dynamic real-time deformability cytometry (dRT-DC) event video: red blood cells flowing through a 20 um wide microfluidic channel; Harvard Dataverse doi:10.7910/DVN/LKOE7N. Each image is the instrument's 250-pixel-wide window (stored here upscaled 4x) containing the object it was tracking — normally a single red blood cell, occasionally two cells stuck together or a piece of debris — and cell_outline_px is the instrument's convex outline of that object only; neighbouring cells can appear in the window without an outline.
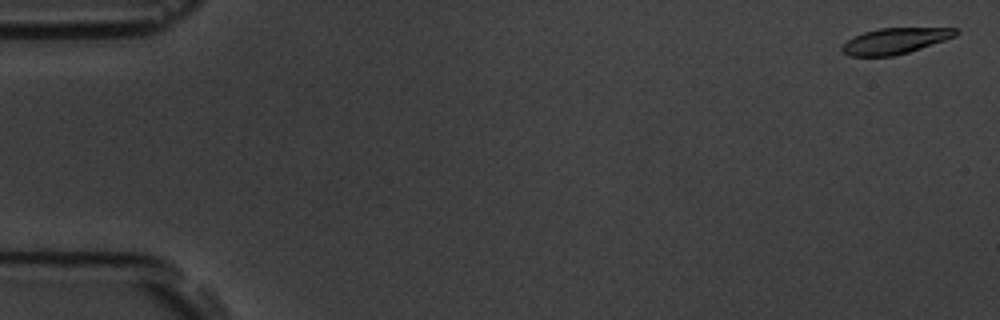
{"species": "common noctule bat (a hibernating species)", "species_latin": "Nyctalus noctula", "temperature_condition": "room temperature", "stored_images_in_passage": 55, "camera_frame_rate_fps": 3000, "um_per_image_px": 0.085, "animal": {"sex": "male", "body_mass_g": 19.5, "forearm_length_mm": 54.6}, "frame": {"image": 1, "passage_image": 2, "time_ms": 0.333, "image_size_px": [1000, 320], "cell_outline_px": [[960, 32], [956, 36], [908, 52], [892, 56], [848, 56], [840, 48], [852, 36], [864, 32], [880, 28], [956, 28]], "centroid_in_image_um": [76.06, 3.47], "position_along_channel_um": 8.9, "area_um2": 16.99}}
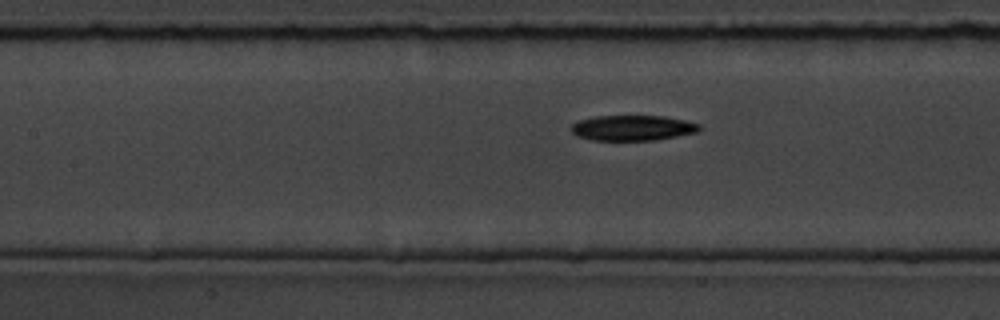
{"frame": {"image": 2, "passage_image": 25, "time_ms": 8.0, "image_size_px": [1000, 320], "cell_outline_px": [[700, 128], [696, 132], [656, 140], [592, 140], [576, 136], [572, 132], [572, 124], [580, 120], [596, 116], [664, 116], [684, 120], [700, 124]], "centroid_in_image_um": [53.76, 10.87], "position_along_channel_um": 153.6, "area_um2": 18.79}}
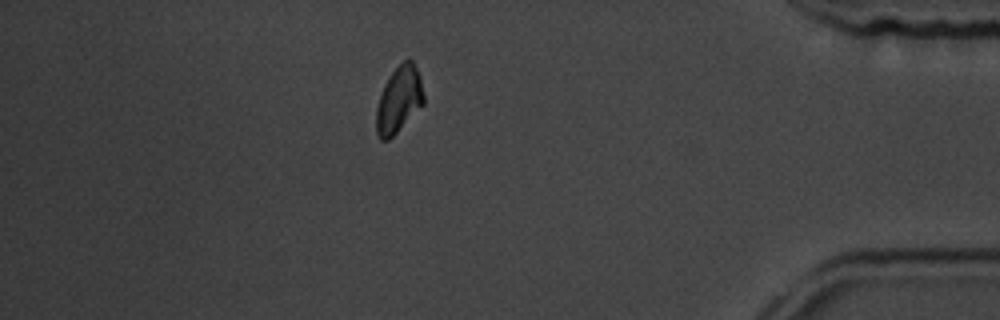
{"frame": {"image": 3, "passage_image": 48, "time_ms": 15.667, "image_size_px": [1000, 320], "cell_outline_px": [[424, 104], [388, 140], [380, 140], [376, 132], [376, 108], [384, 84], [392, 72], [404, 60], [412, 60], [420, 76], [424, 96]], "centroid_in_image_um": [33.9, 8.48], "position_along_channel_um": 401.3, "area_um2": 18.09}, "authors_computed_cell_mechanics": {"area_um2": 18.785, "velocity_mm_per_s": 3.753, "shape_relaxation_time_tau1_ms": 4.8667, "shape_relaxation_time_tau2_ms": null, "deformation_change_tau1": 0.1463, "deformation_change_tau2": null}}